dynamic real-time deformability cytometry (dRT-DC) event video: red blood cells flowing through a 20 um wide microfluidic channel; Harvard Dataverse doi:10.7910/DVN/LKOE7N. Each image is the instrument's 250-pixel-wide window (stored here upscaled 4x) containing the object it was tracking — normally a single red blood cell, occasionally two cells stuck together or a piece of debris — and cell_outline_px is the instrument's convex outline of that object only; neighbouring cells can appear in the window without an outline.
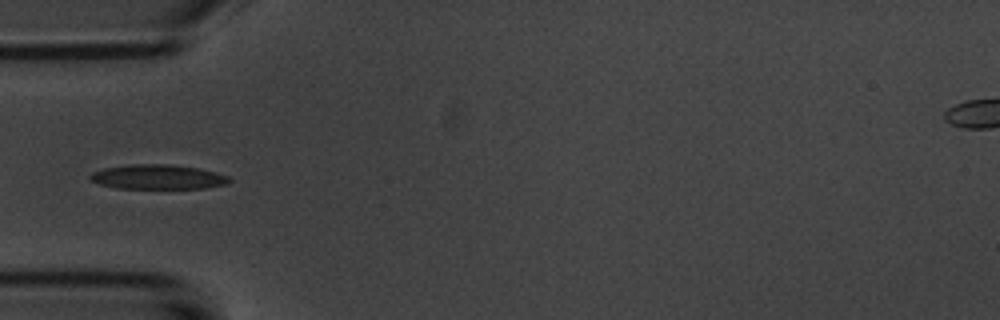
{"species": "common noctule bat (a hibernating species)", "species_latin": "Nyctalus noctula", "temperature_condition": "room temperature", "stored_images_in_passage": 5, "camera_frame_rate_fps": 3000, "um_per_image_px": 0.085, "animal": {"sex": "male", "body_mass_g": 20.1, "forearm_length_mm": 53.5}, "frame": {"image": 1, "passage_image": 5, "time_ms": 5.333, "image_size_px": [1000, 320], "cell_outline_px": [[232, 180], [228, 184], [204, 188], [116, 188], [100, 184], [92, 180], [88, 176], [92, 172], [104, 168], [132, 164], [168, 164], [200, 168], [216, 172], [228, 176]], "centroid_in_image_um": [13.45, 15.03], "position_along_channel_um": 71.6, "area_um2": 19.94}}